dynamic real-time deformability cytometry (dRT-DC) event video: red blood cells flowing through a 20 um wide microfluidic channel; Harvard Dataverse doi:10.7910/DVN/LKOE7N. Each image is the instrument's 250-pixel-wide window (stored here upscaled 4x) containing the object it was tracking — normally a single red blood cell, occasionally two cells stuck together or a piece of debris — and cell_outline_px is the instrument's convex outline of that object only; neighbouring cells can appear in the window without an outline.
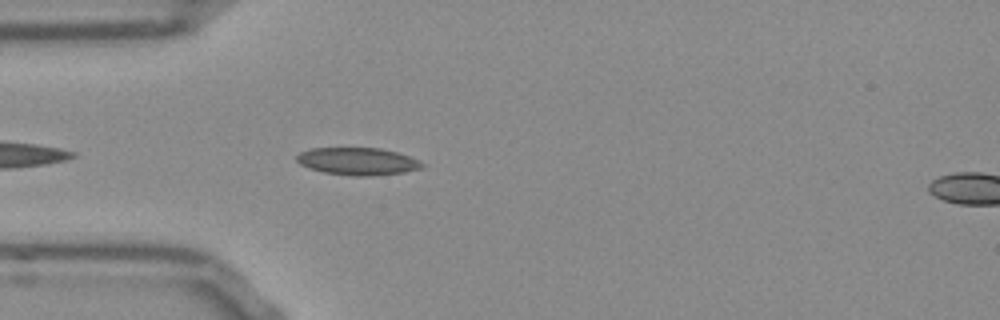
{"species": "Egyptian fruit bat (a non-hibernating species)", "species_latin": "Rousettus aegyptiacus", "temperature_condition": "room temperature", "stored_images_in_passage": 6, "camera_frame_rate_fps": 3000, "um_per_image_px": 0.085, "frame": {"image": 1, "passage_image": 2, "time_ms": 0.333, "image_size_px": [1000, 320], "cell_outline_px": [[424, 164], [420, 168], [404, 172], [368, 176], [356, 176], [324, 172], [300, 164], [296, 160], [296, 156], [300, 152], [312, 148], [380, 148], [396, 152], [420, 160]], "centroid_in_image_um": [30.4, 13.7], "position_along_channel_um": 54.6, "area_um2": 19.77}}